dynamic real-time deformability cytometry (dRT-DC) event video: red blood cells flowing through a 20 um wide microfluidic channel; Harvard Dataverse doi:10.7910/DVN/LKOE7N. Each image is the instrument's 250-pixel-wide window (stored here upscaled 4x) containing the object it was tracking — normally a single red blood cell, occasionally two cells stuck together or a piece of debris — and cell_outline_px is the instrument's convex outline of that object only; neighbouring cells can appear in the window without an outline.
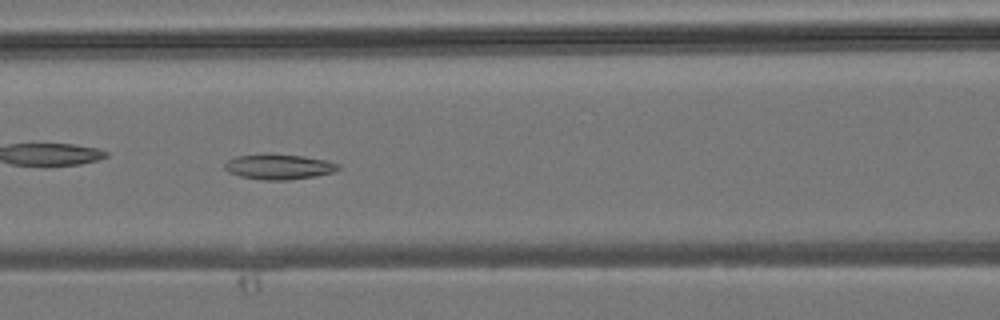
{"species": "common noctule bat (a hibernating species)", "species_latin": "Nyctalus noctula", "temperature_condition": "room temperature", "stored_images_in_passage": 30, "camera_frame_rate_fps": 3000, "um_per_image_px": 0.085, "animal": {"sex": "male", "body_mass_g": 19.2, "forearm_length_mm": 51.8}, "frame": {"image": 1, "passage_image": 6, "time_ms": 1.667, "image_size_px": [1000, 320], "cell_outline_px": [[340, 168], [332, 172], [316, 176], [288, 180], [264, 180], [240, 176], [228, 172], [224, 168], [224, 164], [228, 160], [236, 156], [304, 156], [328, 160], [340, 164]], "centroid_in_image_um": [23.75, 14.21], "position_along_channel_um": 142.9, "area_um2": 16.13}}
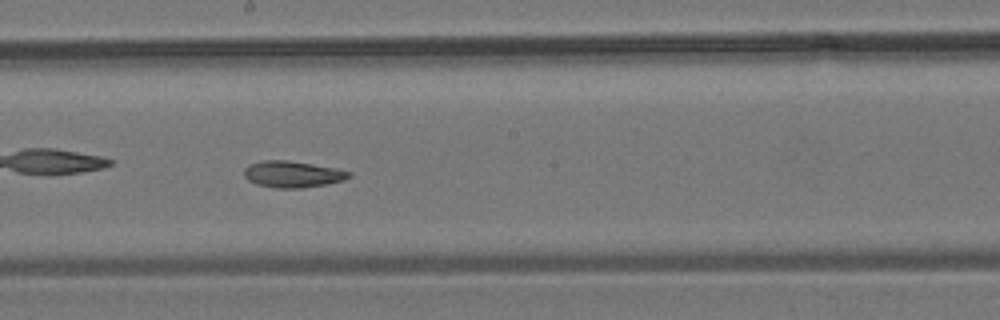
{"frame": {"image": 2, "passage_image": 11, "time_ms": 3.333, "image_size_px": [1000, 320], "cell_outline_px": [[352, 176], [344, 180], [324, 184], [300, 188], [276, 188], [256, 184], [248, 180], [244, 176], [244, 168], [248, 164], [264, 160], [288, 160], [336, 168], [352, 172]], "centroid_in_image_um": [24.85, 14.8], "position_along_channel_um": 223.3, "area_um2": 16.18}}
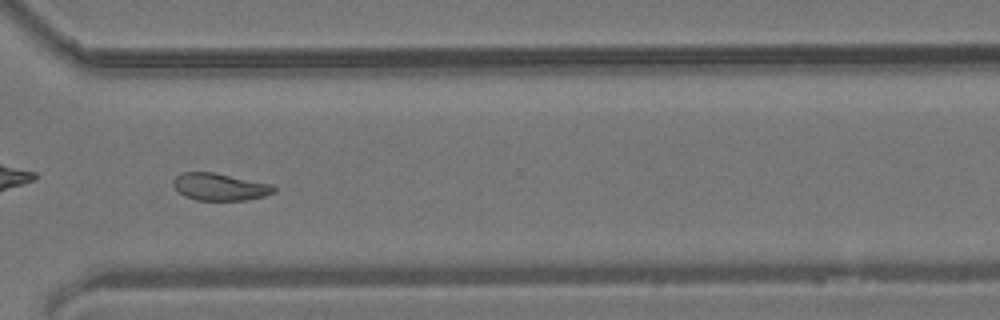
{"frame": {"image": 3, "passage_image": 19, "time_ms": 6.0, "image_size_px": [1000, 320], "cell_outline_px": [[276, 192], [264, 196], [244, 200], [196, 200], [184, 196], [172, 184], [176, 176], [180, 172], [212, 172], [272, 184], [276, 188]], "centroid_in_image_um": [18.69, 15.88], "position_along_channel_um": 351.9, "area_um2": 15.9}}